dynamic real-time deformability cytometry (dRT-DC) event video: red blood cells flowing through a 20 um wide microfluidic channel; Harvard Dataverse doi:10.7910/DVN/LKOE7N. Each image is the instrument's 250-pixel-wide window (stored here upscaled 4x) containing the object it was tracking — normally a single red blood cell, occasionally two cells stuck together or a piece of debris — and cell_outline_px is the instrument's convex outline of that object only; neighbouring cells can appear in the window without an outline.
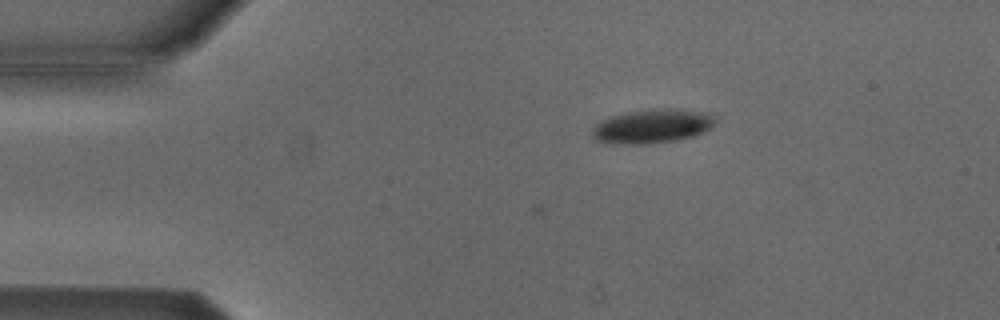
{"species": "Egyptian fruit bat (a non-hibernating species)", "species_latin": "Rousettus aegyptiacus", "temperature_condition": "cold", "stored_images_in_passage": 3, "camera_frame_rate_fps": 3000, "um_per_image_px": 0.085, "animal": {"sex": "male"}, "frame": {"image": 1, "passage_image": 1, "time_ms": 0.0, "image_size_px": [1000, 320], "cell_outline_px": [[716, 124], [712, 128], [704, 132], [692, 136], [676, 140], [652, 144], [612, 144], [596, 140], [592, 136], [592, 128], [600, 120], [612, 116], [632, 112], [692, 112], [716, 116]], "centroid_in_image_um": [55.37, 10.82], "position_along_channel_um": 29.6, "area_um2": 23.18}}